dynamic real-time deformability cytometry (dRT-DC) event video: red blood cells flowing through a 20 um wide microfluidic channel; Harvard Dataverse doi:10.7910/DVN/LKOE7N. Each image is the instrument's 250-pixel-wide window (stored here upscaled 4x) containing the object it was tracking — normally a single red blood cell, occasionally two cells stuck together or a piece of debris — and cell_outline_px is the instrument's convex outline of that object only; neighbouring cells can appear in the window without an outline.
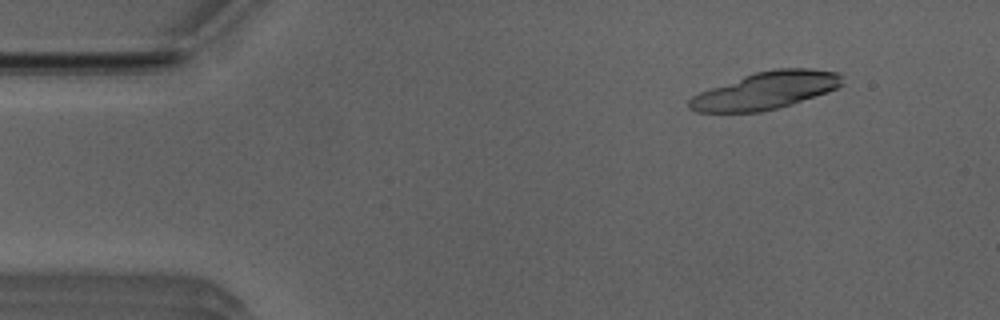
{"species": "Egyptian fruit bat (a non-hibernating species)", "species_latin": "Rousettus aegyptiacus", "temperature_condition": "room temperature", "stored_images_in_passage": 18, "camera_frame_rate_fps": 3000, "um_per_image_px": 0.085, "animal": {"sex": "male"}, "frame": {"image": 1, "passage_image": 6, "time_ms": 1.667, "image_size_px": [1000, 320], "cell_outline_px": [[844, 84], [828, 92], [792, 104], [760, 112], [696, 112], [688, 108], [688, 100], [692, 96], [700, 92], [744, 76], [756, 72], [776, 68], [812, 68], [836, 72], [840, 76]], "centroid_in_image_um": [65.09, 7.7], "position_along_channel_um": 19.9, "area_um2": 33.0}}